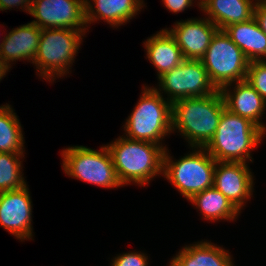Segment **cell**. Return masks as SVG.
<instances>
[{
	"mask_svg": "<svg viewBox=\"0 0 266 266\" xmlns=\"http://www.w3.org/2000/svg\"><path fill=\"white\" fill-rule=\"evenodd\" d=\"M216 163L204 147H197L196 151L175 162L166 148L163 175L189 200L196 193L213 186Z\"/></svg>",
	"mask_w": 266,
	"mask_h": 266,
	"instance_id": "8992f818",
	"label": "cell"
},
{
	"mask_svg": "<svg viewBox=\"0 0 266 266\" xmlns=\"http://www.w3.org/2000/svg\"><path fill=\"white\" fill-rule=\"evenodd\" d=\"M84 32V33H83ZM85 30L41 29V36L33 64L39 69L41 77L53 80L66 74L74 62ZM56 75V76H55Z\"/></svg>",
	"mask_w": 266,
	"mask_h": 266,
	"instance_id": "5b68a950",
	"label": "cell"
},
{
	"mask_svg": "<svg viewBox=\"0 0 266 266\" xmlns=\"http://www.w3.org/2000/svg\"><path fill=\"white\" fill-rule=\"evenodd\" d=\"M96 151L85 146H72L62 151L67 175L106 188L120 187L113 160L107 146Z\"/></svg>",
	"mask_w": 266,
	"mask_h": 266,
	"instance_id": "ba28073f",
	"label": "cell"
},
{
	"mask_svg": "<svg viewBox=\"0 0 266 266\" xmlns=\"http://www.w3.org/2000/svg\"><path fill=\"white\" fill-rule=\"evenodd\" d=\"M162 1L165 7L174 13L182 12L193 4V0H162Z\"/></svg>",
	"mask_w": 266,
	"mask_h": 266,
	"instance_id": "4316f807",
	"label": "cell"
},
{
	"mask_svg": "<svg viewBox=\"0 0 266 266\" xmlns=\"http://www.w3.org/2000/svg\"><path fill=\"white\" fill-rule=\"evenodd\" d=\"M217 30L218 27L206 18L177 22L168 31L175 38L184 59L201 60Z\"/></svg>",
	"mask_w": 266,
	"mask_h": 266,
	"instance_id": "4fadbf2b",
	"label": "cell"
},
{
	"mask_svg": "<svg viewBox=\"0 0 266 266\" xmlns=\"http://www.w3.org/2000/svg\"><path fill=\"white\" fill-rule=\"evenodd\" d=\"M147 256L143 253L131 252L118 255L111 266H147Z\"/></svg>",
	"mask_w": 266,
	"mask_h": 266,
	"instance_id": "d4e9b609",
	"label": "cell"
},
{
	"mask_svg": "<svg viewBox=\"0 0 266 266\" xmlns=\"http://www.w3.org/2000/svg\"><path fill=\"white\" fill-rule=\"evenodd\" d=\"M254 8V18L260 29L266 35V0H256Z\"/></svg>",
	"mask_w": 266,
	"mask_h": 266,
	"instance_id": "484cf974",
	"label": "cell"
},
{
	"mask_svg": "<svg viewBox=\"0 0 266 266\" xmlns=\"http://www.w3.org/2000/svg\"><path fill=\"white\" fill-rule=\"evenodd\" d=\"M158 79L161 89H155L166 92L171 103L183 98L208 96L218 90L201 60L185 59Z\"/></svg>",
	"mask_w": 266,
	"mask_h": 266,
	"instance_id": "9c48e42d",
	"label": "cell"
},
{
	"mask_svg": "<svg viewBox=\"0 0 266 266\" xmlns=\"http://www.w3.org/2000/svg\"><path fill=\"white\" fill-rule=\"evenodd\" d=\"M31 4L32 0H0V10H8L14 6L18 8L21 5L23 10L25 9L26 12L30 13Z\"/></svg>",
	"mask_w": 266,
	"mask_h": 266,
	"instance_id": "83f0119b",
	"label": "cell"
},
{
	"mask_svg": "<svg viewBox=\"0 0 266 266\" xmlns=\"http://www.w3.org/2000/svg\"><path fill=\"white\" fill-rule=\"evenodd\" d=\"M171 266H233L231 255L211 242L187 245L172 258Z\"/></svg>",
	"mask_w": 266,
	"mask_h": 266,
	"instance_id": "ffe728a7",
	"label": "cell"
},
{
	"mask_svg": "<svg viewBox=\"0 0 266 266\" xmlns=\"http://www.w3.org/2000/svg\"><path fill=\"white\" fill-rule=\"evenodd\" d=\"M29 14L37 19L31 23L40 29L86 31L85 0H32Z\"/></svg>",
	"mask_w": 266,
	"mask_h": 266,
	"instance_id": "30bf717a",
	"label": "cell"
},
{
	"mask_svg": "<svg viewBox=\"0 0 266 266\" xmlns=\"http://www.w3.org/2000/svg\"><path fill=\"white\" fill-rule=\"evenodd\" d=\"M41 36V29L33 23H27L9 32L0 43V59L10 68L9 62L18 59L34 61Z\"/></svg>",
	"mask_w": 266,
	"mask_h": 266,
	"instance_id": "9a60e30c",
	"label": "cell"
},
{
	"mask_svg": "<svg viewBox=\"0 0 266 266\" xmlns=\"http://www.w3.org/2000/svg\"><path fill=\"white\" fill-rule=\"evenodd\" d=\"M191 201L204 216V219L217 221L219 219L234 220L239 210L214 186L193 195Z\"/></svg>",
	"mask_w": 266,
	"mask_h": 266,
	"instance_id": "44dd1931",
	"label": "cell"
},
{
	"mask_svg": "<svg viewBox=\"0 0 266 266\" xmlns=\"http://www.w3.org/2000/svg\"><path fill=\"white\" fill-rule=\"evenodd\" d=\"M23 154L0 153V192L24 188L27 184L22 177L19 158Z\"/></svg>",
	"mask_w": 266,
	"mask_h": 266,
	"instance_id": "603a6c76",
	"label": "cell"
},
{
	"mask_svg": "<svg viewBox=\"0 0 266 266\" xmlns=\"http://www.w3.org/2000/svg\"><path fill=\"white\" fill-rule=\"evenodd\" d=\"M9 71V68L3 63L0 59V81L4 77V75Z\"/></svg>",
	"mask_w": 266,
	"mask_h": 266,
	"instance_id": "f1b7e54d",
	"label": "cell"
},
{
	"mask_svg": "<svg viewBox=\"0 0 266 266\" xmlns=\"http://www.w3.org/2000/svg\"><path fill=\"white\" fill-rule=\"evenodd\" d=\"M246 81L266 101V60L249 62Z\"/></svg>",
	"mask_w": 266,
	"mask_h": 266,
	"instance_id": "cb8c5ba5",
	"label": "cell"
},
{
	"mask_svg": "<svg viewBox=\"0 0 266 266\" xmlns=\"http://www.w3.org/2000/svg\"><path fill=\"white\" fill-rule=\"evenodd\" d=\"M24 137L16 113L9 104L0 106V153L23 154Z\"/></svg>",
	"mask_w": 266,
	"mask_h": 266,
	"instance_id": "7402d4cb",
	"label": "cell"
},
{
	"mask_svg": "<svg viewBox=\"0 0 266 266\" xmlns=\"http://www.w3.org/2000/svg\"><path fill=\"white\" fill-rule=\"evenodd\" d=\"M85 0L86 24L103 19L113 27H118L132 19L144 6L143 0ZM95 9V10H94Z\"/></svg>",
	"mask_w": 266,
	"mask_h": 266,
	"instance_id": "2e32d148",
	"label": "cell"
},
{
	"mask_svg": "<svg viewBox=\"0 0 266 266\" xmlns=\"http://www.w3.org/2000/svg\"><path fill=\"white\" fill-rule=\"evenodd\" d=\"M106 146L122 186L131 182L143 186L157 174L163 173L166 147L162 144L121 136Z\"/></svg>",
	"mask_w": 266,
	"mask_h": 266,
	"instance_id": "7a4b0ae2",
	"label": "cell"
},
{
	"mask_svg": "<svg viewBox=\"0 0 266 266\" xmlns=\"http://www.w3.org/2000/svg\"><path fill=\"white\" fill-rule=\"evenodd\" d=\"M213 186L239 211L253 191V175L246 163L217 161Z\"/></svg>",
	"mask_w": 266,
	"mask_h": 266,
	"instance_id": "7c38bea8",
	"label": "cell"
},
{
	"mask_svg": "<svg viewBox=\"0 0 266 266\" xmlns=\"http://www.w3.org/2000/svg\"><path fill=\"white\" fill-rule=\"evenodd\" d=\"M144 46L147 58L158 71V78L185 60L175 38L167 29L148 38Z\"/></svg>",
	"mask_w": 266,
	"mask_h": 266,
	"instance_id": "e0dca14e",
	"label": "cell"
},
{
	"mask_svg": "<svg viewBox=\"0 0 266 266\" xmlns=\"http://www.w3.org/2000/svg\"><path fill=\"white\" fill-rule=\"evenodd\" d=\"M264 134L249 119L225 108L213 138L204 148L216 161L252 162L250 150L259 145Z\"/></svg>",
	"mask_w": 266,
	"mask_h": 266,
	"instance_id": "3957f363",
	"label": "cell"
},
{
	"mask_svg": "<svg viewBox=\"0 0 266 266\" xmlns=\"http://www.w3.org/2000/svg\"><path fill=\"white\" fill-rule=\"evenodd\" d=\"M255 4L253 0H207L201 10L207 13L208 19L218 29L241 22H246L254 17Z\"/></svg>",
	"mask_w": 266,
	"mask_h": 266,
	"instance_id": "d6986e66",
	"label": "cell"
},
{
	"mask_svg": "<svg viewBox=\"0 0 266 266\" xmlns=\"http://www.w3.org/2000/svg\"><path fill=\"white\" fill-rule=\"evenodd\" d=\"M206 1L207 0H200V2H198L199 3V7H201Z\"/></svg>",
	"mask_w": 266,
	"mask_h": 266,
	"instance_id": "f546056e",
	"label": "cell"
},
{
	"mask_svg": "<svg viewBox=\"0 0 266 266\" xmlns=\"http://www.w3.org/2000/svg\"><path fill=\"white\" fill-rule=\"evenodd\" d=\"M142 96L125 123L126 138L160 145L172 132V103L154 87H144Z\"/></svg>",
	"mask_w": 266,
	"mask_h": 266,
	"instance_id": "277c9868",
	"label": "cell"
},
{
	"mask_svg": "<svg viewBox=\"0 0 266 266\" xmlns=\"http://www.w3.org/2000/svg\"><path fill=\"white\" fill-rule=\"evenodd\" d=\"M27 185L0 192V225L17 239L32 238V204Z\"/></svg>",
	"mask_w": 266,
	"mask_h": 266,
	"instance_id": "8fae6325",
	"label": "cell"
},
{
	"mask_svg": "<svg viewBox=\"0 0 266 266\" xmlns=\"http://www.w3.org/2000/svg\"><path fill=\"white\" fill-rule=\"evenodd\" d=\"M236 84L234 92H231L228 86H223L220 89L226 109L249 119L266 132L264 124L260 121L266 107V101L246 80L236 82Z\"/></svg>",
	"mask_w": 266,
	"mask_h": 266,
	"instance_id": "5bb4252c",
	"label": "cell"
},
{
	"mask_svg": "<svg viewBox=\"0 0 266 266\" xmlns=\"http://www.w3.org/2000/svg\"><path fill=\"white\" fill-rule=\"evenodd\" d=\"M223 30L249 62L266 59V35L254 17L246 22L229 25Z\"/></svg>",
	"mask_w": 266,
	"mask_h": 266,
	"instance_id": "ac0fdd59",
	"label": "cell"
},
{
	"mask_svg": "<svg viewBox=\"0 0 266 266\" xmlns=\"http://www.w3.org/2000/svg\"><path fill=\"white\" fill-rule=\"evenodd\" d=\"M225 103L221 91L202 97L183 98L172 103V131L184 135L190 146L205 147L219 125Z\"/></svg>",
	"mask_w": 266,
	"mask_h": 266,
	"instance_id": "6da1fadb",
	"label": "cell"
},
{
	"mask_svg": "<svg viewBox=\"0 0 266 266\" xmlns=\"http://www.w3.org/2000/svg\"><path fill=\"white\" fill-rule=\"evenodd\" d=\"M201 61L210 81L219 90L234 81L246 80L249 61L224 30L218 29L213 35Z\"/></svg>",
	"mask_w": 266,
	"mask_h": 266,
	"instance_id": "52a82bcc",
	"label": "cell"
}]
</instances>
